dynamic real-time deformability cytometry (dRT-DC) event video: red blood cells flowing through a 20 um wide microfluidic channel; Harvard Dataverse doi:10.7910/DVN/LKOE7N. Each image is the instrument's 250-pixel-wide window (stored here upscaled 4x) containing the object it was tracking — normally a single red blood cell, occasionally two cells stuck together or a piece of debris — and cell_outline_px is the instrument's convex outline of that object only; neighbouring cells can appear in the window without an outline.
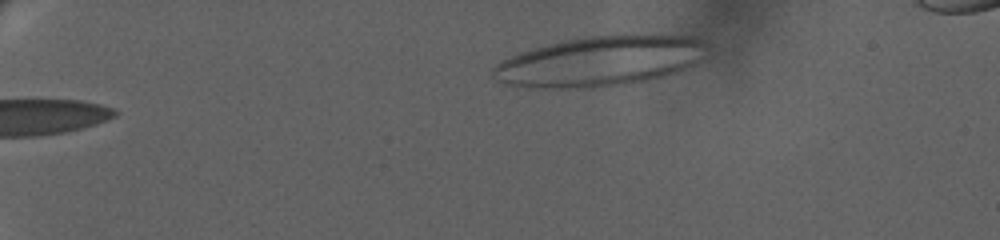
{"species": "human", "species_latin": "Homo sapiens", "temperature_condition": "warm", "stored_images_in_passage": 38, "camera_frame_rate_fps": 3000, "um_per_image_px": 0.085, "donor": {"sex": "female"}, "frame": {"image": 1, "passage_image": 2, "time_ms": 1.0, "image_size_px": [1000, 240], "cell_outline_px": [[704, 44], [688, 64], [672, 72], [660, 76], [644, 80], [624, 84], [592, 88], [544, 88], [504, 84], [492, 76], [492, 68], [496, 64], [520, 52], [560, 40], [588, 36], [688, 36], [704, 40]], "centroid_in_image_um": [50.77, 5.22], "position_along_channel_um": 34.2, "area_um2": 60.23}}
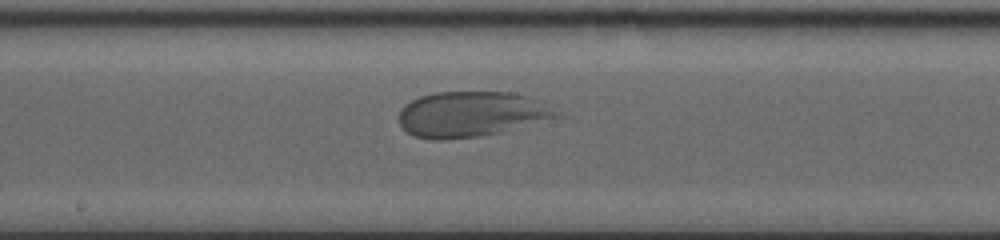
{"frame": {"image": 2, "passage_image": 17, "time_ms": 10.0, "image_size_px": [1000, 240], "cell_outline_px": [[560, 116], [500, 132], [476, 136], [436, 140], [416, 136], [408, 132], [400, 124], [400, 108], [404, 104], [420, 96], [432, 92], [512, 92], [528, 96]], "centroid_in_image_um": [39.94, 9.69], "position_along_channel_um": 208.3, "area_um2": 40.63}}
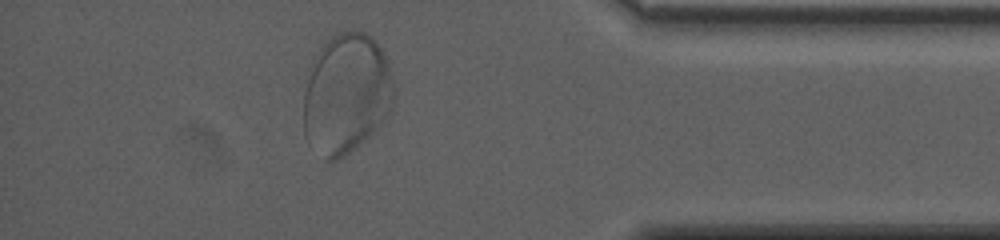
{"frame": {"image": 3, "passage_image": 33, "time_ms": 17.0, "image_size_px": [1000, 240], "cell_outline_px": [[392, 100], [388, 112], [380, 124], [368, 136], [344, 156], [336, 160], [324, 160], [304, 132], [304, 92], [312, 60], [320, 48], [332, 36], [340, 32], [364, 32], [372, 36], [376, 40], [388, 64], [392, 84]], "centroid_in_image_um": [29.41, 7.95], "position_along_channel_um": 405.8, "area_um2": 62.19}, "authors_computed_cell_mechanics": {"area_um2": 47.2226, "velocity_mm_per_s": 3.1219, "shape_relaxation_time_tau1_ms": 5.7561, "shape_relaxation_time_tau2_ms": null, "deformation_change_tau1": 0.2164, "deformation_change_tau2": null}}